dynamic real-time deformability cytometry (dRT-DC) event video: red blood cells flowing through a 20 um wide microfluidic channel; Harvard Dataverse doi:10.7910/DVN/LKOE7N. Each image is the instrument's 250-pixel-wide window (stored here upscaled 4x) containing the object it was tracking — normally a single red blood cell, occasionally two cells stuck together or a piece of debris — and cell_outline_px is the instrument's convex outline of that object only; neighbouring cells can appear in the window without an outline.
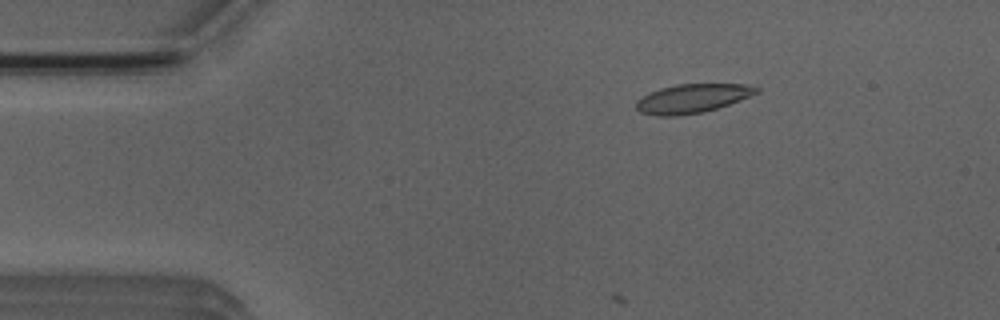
{"species": "Egyptian fruit bat (a non-hibernating species)", "species_latin": "Rousettus aegyptiacus", "temperature_condition": "room temperature", "stored_images_in_passage": 7, "camera_frame_rate_fps": 3000, "um_per_image_px": 0.085, "animal": {"sex": "male"}, "frame": {"image": 1, "passage_image": 3, "time_ms": 2.333, "image_size_px": [1000, 320], "cell_outline_px": [[760, 92], [740, 100], [704, 112], [676, 116], [656, 116], [640, 112], [636, 108], [636, 100], [660, 88], [676, 84], [744, 84], [760, 88]], "centroid_in_image_um": [58.85, 8.37], "position_along_channel_um": 26.2, "area_um2": 20.17}}